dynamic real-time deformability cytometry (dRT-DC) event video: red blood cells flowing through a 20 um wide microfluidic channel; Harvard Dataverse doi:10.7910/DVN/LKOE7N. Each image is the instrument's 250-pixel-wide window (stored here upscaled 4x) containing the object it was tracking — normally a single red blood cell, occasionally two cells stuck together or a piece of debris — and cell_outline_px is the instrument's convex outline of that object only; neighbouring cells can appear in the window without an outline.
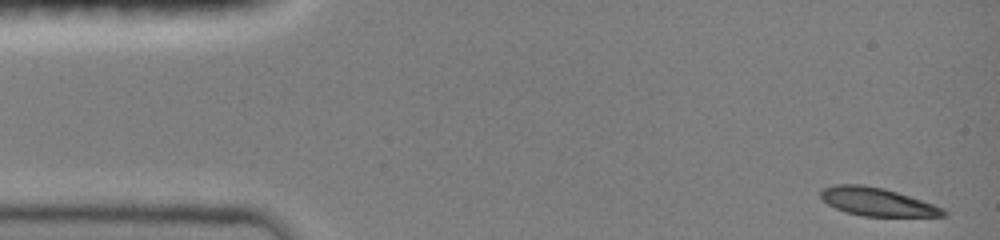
{"species": "common noctule bat (a hibernating species)", "species_latin": "Nyctalus noctula", "temperature_condition": "room temperature", "stored_images_in_passage": 44, "camera_frame_rate_fps": 3000, "um_per_image_px": 0.085, "animal": {"sex": "female", "body_mass_g": 19.0, "forearm_length_mm": 51.5}, "frame": {"image": 1, "passage_image": 1, "time_ms": 0.0, "image_size_px": [1000, 240], "cell_outline_px": [[948, 216], [860, 216], [844, 212], [828, 204], [820, 196], [820, 192], [824, 188], [836, 184], [860, 184], [884, 188], [944, 208], [948, 212]], "centroid_in_image_um": [74.55, 17.16], "position_along_channel_um": 10.5, "area_um2": 20.0}}
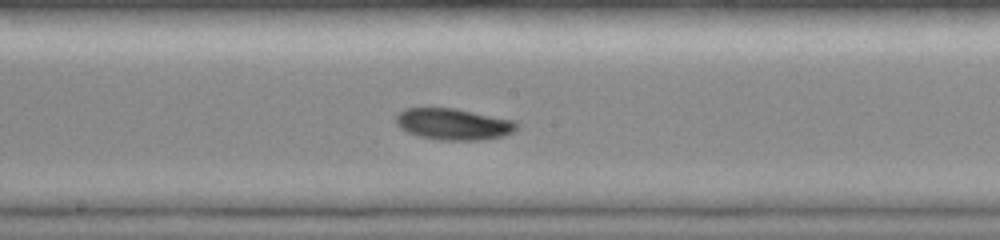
{"frame": {"image": 2, "passage_image": 24, "time_ms": 7.667, "image_size_px": [1000, 240], "cell_outline_px": [[520, 124], [512, 132], [504, 136], [480, 140], [440, 140], [416, 136], [400, 128], [396, 124], [396, 116], [404, 108], [452, 108], [516, 120]], "centroid_in_image_um": [38.55, 10.56], "position_along_channel_um": 209.7, "area_um2": 22.2}}
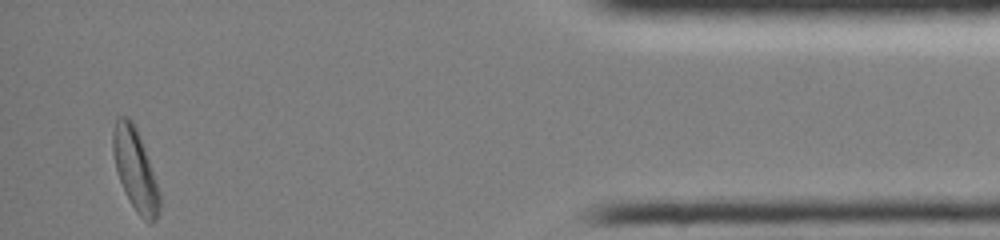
{"frame": {"image": 3, "passage_image": 44, "time_ms": 14.333, "image_size_px": [1000, 240], "cell_outline_px": [[160, 212], [156, 220], [152, 224], [148, 224], [136, 212], [120, 180], [116, 168], [112, 152], [112, 132], [116, 116], [128, 116], [132, 120], [136, 128], [144, 148], [160, 192]], "centroid_in_image_um": [11.49, 14.42], "position_along_channel_um": 423.7, "area_um2": 22.08}, "authors_computed_cell_mechanics": {"area_um2": 21.1548, "velocity_mm_per_s": 4.0115, "shape_relaxation_time_tau1_ms": 2.2628, "shape_relaxation_time_tau2_ms": 8.6958, "deformation_change_tau1": 0.1281, "deformation_change_tau2": 0.1321}}